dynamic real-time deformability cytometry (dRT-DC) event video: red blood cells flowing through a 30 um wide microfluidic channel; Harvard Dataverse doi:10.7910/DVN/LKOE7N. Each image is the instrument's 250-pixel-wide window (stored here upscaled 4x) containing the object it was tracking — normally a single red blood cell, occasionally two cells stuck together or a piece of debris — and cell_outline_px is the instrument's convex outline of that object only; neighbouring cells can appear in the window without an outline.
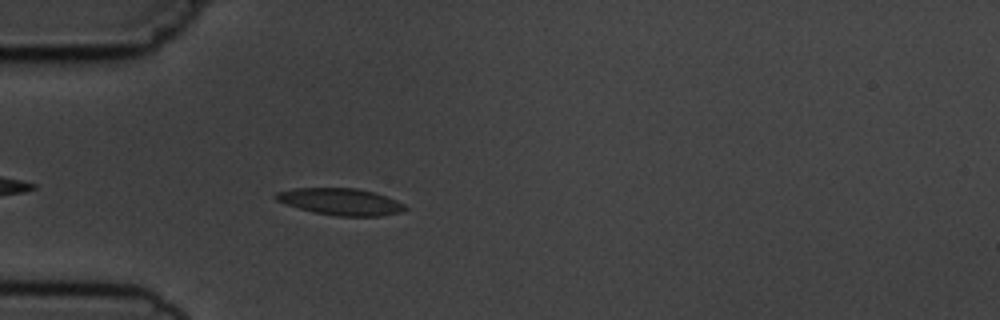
{"species": "common noctule bat (a hibernating species)", "species_latin": "Nyctalus noctula", "temperature_condition": "cold", "stored_images_in_passage": 4, "camera_frame_rate_fps": 3000, "um_per_image_px": 0.085, "animal": {"sex": "male", "body_mass_g": 19.5, "forearm_length_mm": 54.6}, "frame": {"image": 1, "passage_image": 4, "time_ms": 3.333, "image_size_px": [1000, 320], "cell_outline_px": [[408, 208], [400, 212], [380, 216], [336, 216], [312, 212], [276, 200], [272, 196], [276, 192], [292, 188], [356, 188], [372, 192], [396, 200], [404, 204]], "centroid_in_image_um": [28.92, 17.14], "position_along_channel_um": 56.1, "area_um2": 20.06}}